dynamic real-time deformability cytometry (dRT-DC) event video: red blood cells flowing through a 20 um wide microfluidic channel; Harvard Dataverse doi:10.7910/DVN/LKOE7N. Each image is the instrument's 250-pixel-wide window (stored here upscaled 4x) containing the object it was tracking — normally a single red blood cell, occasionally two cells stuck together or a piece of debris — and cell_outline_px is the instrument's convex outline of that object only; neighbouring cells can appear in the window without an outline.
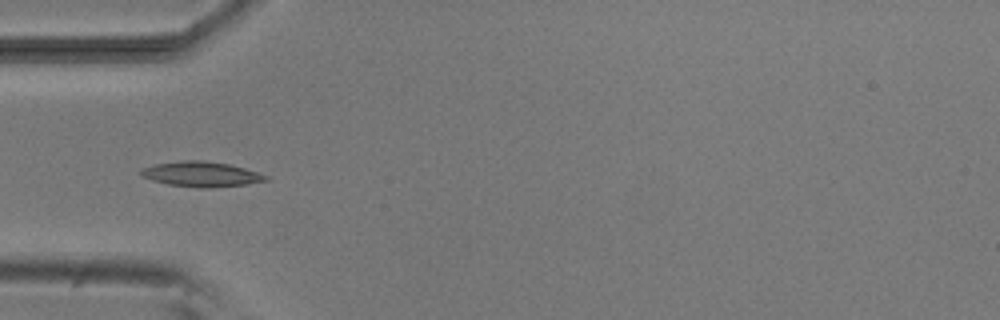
{"species": "common noctule bat (a hibernating species)", "species_latin": "Nyctalus noctula", "temperature_condition": "room temperature", "stored_images_in_passage": 7, "camera_frame_rate_fps": 3000, "um_per_image_px": 0.085, "animal": {"sex": "male", "body_mass_g": 20.5, "forearm_length_mm": 52.5}, "frame": {"image": 1, "passage_image": 4, "time_ms": 4.333, "image_size_px": [1000, 320], "cell_outline_px": [[268, 180], [244, 184], [208, 188], [200, 188], [168, 184], [152, 180], [140, 176], [140, 168], [156, 164], [180, 160], [204, 160], [228, 164], [244, 168], [268, 176]], "centroid_in_image_um": [17.05, 14.79], "position_along_channel_um": 68.0, "area_um2": 18.15}}
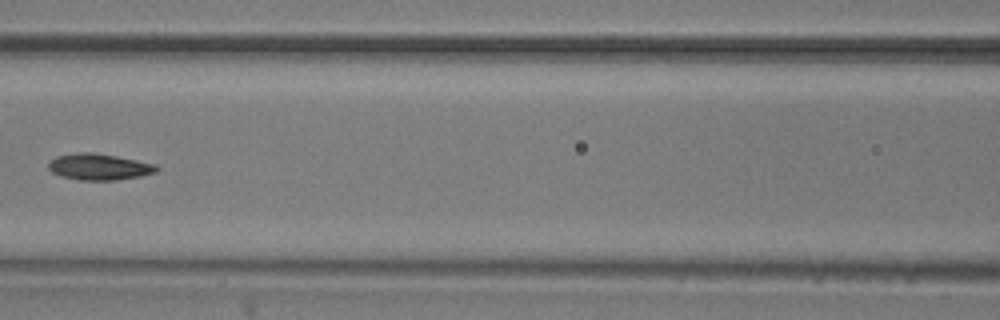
{"frame": {"image": 2, "passage_image": 6, "time_ms": 6.667, "image_size_px": [1000, 320], "cell_outline_px": [[160, 168], [156, 172], [140, 176], [116, 180], [80, 180], [60, 176], [52, 172], [48, 168], [48, 164], [56, 156], [80, 152], [92, 152], [116, 156], [156, 164]], "centroid_in_image_um": [8.43, 14.18], "position_along_channel_um": 158.2, "area_um2": 16.53}}
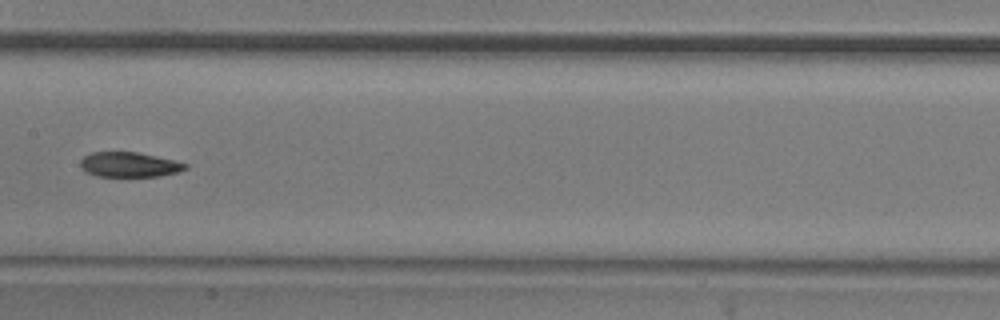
{"frame": {"image": 3, "passage_image": 7, "time_ms": 7.667, "image_size_px": [1000, 320], "cell_outline_px": [[188, 168], [180, 172], [160, 176], [96, 176], [80, 168], [80, 160], [84, 156], [92, 152], [136, 152], [156, 156], [188, 164]], "centroid_in_image_um": [10.99, 13.99], "position_along_channel_um": 196.4, "area_um2": 15.2}}